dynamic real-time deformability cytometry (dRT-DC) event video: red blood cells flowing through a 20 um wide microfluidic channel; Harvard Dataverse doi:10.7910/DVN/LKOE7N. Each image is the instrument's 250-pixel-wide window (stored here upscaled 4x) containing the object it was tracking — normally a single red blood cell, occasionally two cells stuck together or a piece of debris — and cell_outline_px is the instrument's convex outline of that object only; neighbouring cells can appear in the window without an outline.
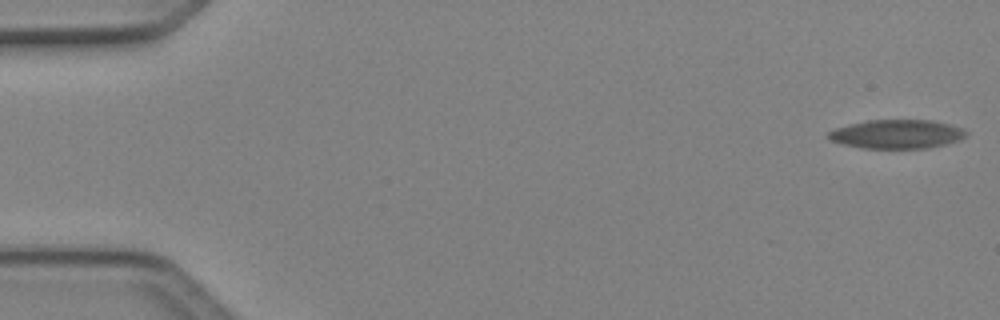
{"species": "Egyptian fruit bat (a non-hibernating species)", "species_latin": "Rousettus aegyptiacus", "temperature_condition": "cold", "stored_images_in_passage": 52, "camera_frame_rate_fps": 3000, "um_per_image_px": 0.085, "animal": {"sex": "female"}, "frame": {"image": 1, "passage_image": 1, "time_ms": 0.0, "image_size_px": [1000, 320], "cell_outline_px": [[968, 132], [960, 140], [948, 144], [928, 148], [860, 148], [828, 140], [828, 132], [836, 128], [848, 124], [868, 120], [932, 120], [952, 124], [964, 128]], "centroid_in_image_um": [76.27, 11.39], "position_along_channel_um": 8.7, "area_um2": 23.41}}
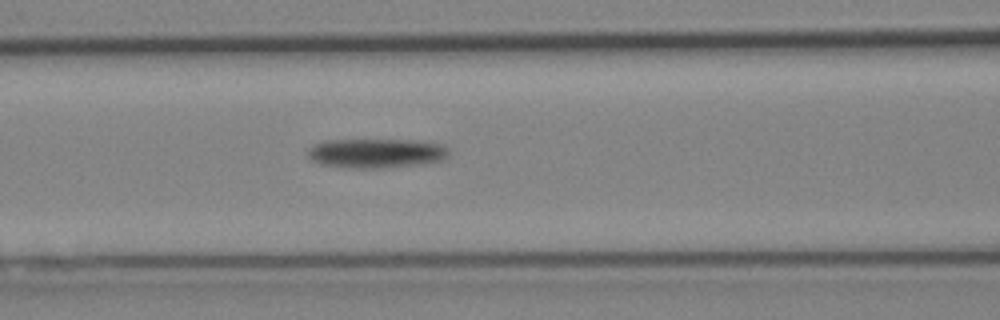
{"frame": {"image": 2, "passage_image": 22, "time_ms": 7.0, "image_size_px": [1000, 320], "cell_outline_px": [[448, 156], [440, 160], [424, 164], [376, 168], [352, 168], [320, 164], [312, 160], [308, 156], [308, 148], [312, 144], [324, 140], [412, 140], [444, 144], [448, 148]], "centroid_in_image_um": [31.96, 13.01], "position_along_channel_um": 134.6, "area_um2": 24.28}}
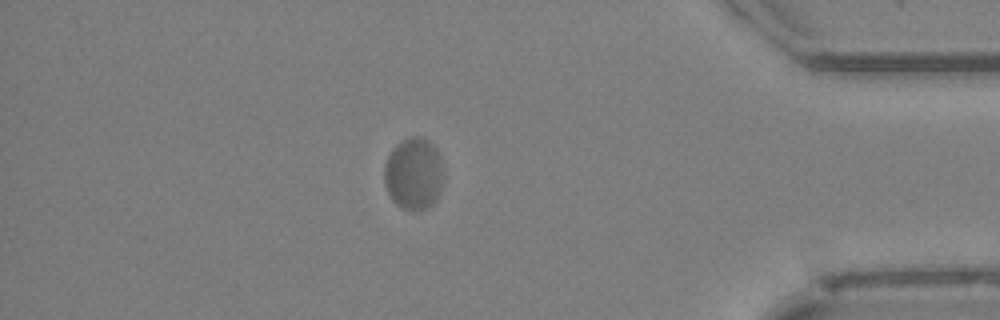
{"frame": {"image": 3, "passage_image": 45, "time_ms": 14.667, "image_size_px": [1000, 320], "cell_outline_px": [[440, 192], [436, 200], [428, 208], [416, 212], [412, 212], [400, 208], [392, 200], [388, 192], [384, 180], [384, 164], [392, 148], [400, 140], [408, 136], [420, 136], [428, 140], [436, 148], [440, 156]], "centroid_in_image_um": [35.12, 14.77], "position_along_channel_um": 400.1, "area_um2": 25.03}, "authors_computed_cell_mechanics": {"area_um2": 24.0737, "velocity_mm_per_s": 3.9329, "shape_relaxation_time_tau1_ms": 3.871, "shape_relaxation_time_tau2_ms": null, "deformation_change_tau1": 0.1312, "deformation_change_tau2": null}}